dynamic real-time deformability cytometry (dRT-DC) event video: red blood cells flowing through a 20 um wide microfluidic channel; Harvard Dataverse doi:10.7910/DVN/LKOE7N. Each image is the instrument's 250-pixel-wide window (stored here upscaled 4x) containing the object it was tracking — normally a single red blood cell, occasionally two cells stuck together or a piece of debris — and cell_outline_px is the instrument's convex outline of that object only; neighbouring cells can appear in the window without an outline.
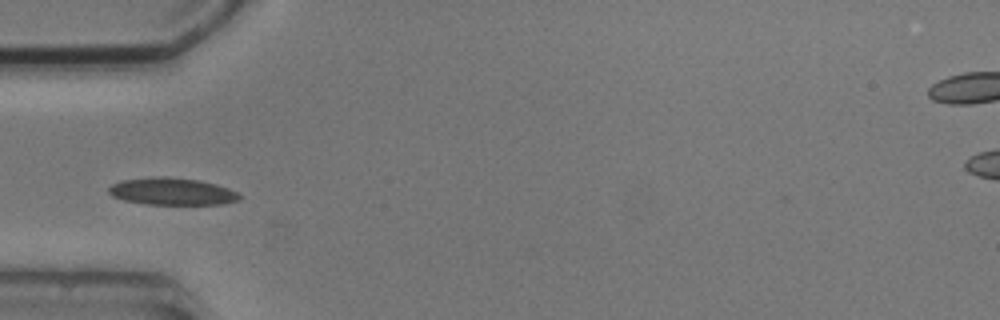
{"species": "common noctule bat (a hibernating species)", "species_latin": "Nyctalus noctula", "temperature_condition": "cold", "stored_images_in_passage": 3, "camera_frame_rate_fps": 3000, "um_per_image_px": 0.085, "animal": {"sex": "male", "body_mass_g": 20.5, "forearm_length_mm": 52.5}, "frame": {"image": 1, "passage_image": 3, "time_ms": 2.667, "image_size_px": [1000, 320], "cell_outline_px": [[244, 196], [240, 200], [224, 204], [148, 204], [124, 200], [112, 196], [108, 192], [108, 188], [112, 184], [124, 180], [156, 176], [164, 176], [200, 180], [216, 184], [228, 188]], "centroid_in_image_um": [14.66, 16.27], "position_along_channel_um": 70.3, "area_um2": 20.75}}